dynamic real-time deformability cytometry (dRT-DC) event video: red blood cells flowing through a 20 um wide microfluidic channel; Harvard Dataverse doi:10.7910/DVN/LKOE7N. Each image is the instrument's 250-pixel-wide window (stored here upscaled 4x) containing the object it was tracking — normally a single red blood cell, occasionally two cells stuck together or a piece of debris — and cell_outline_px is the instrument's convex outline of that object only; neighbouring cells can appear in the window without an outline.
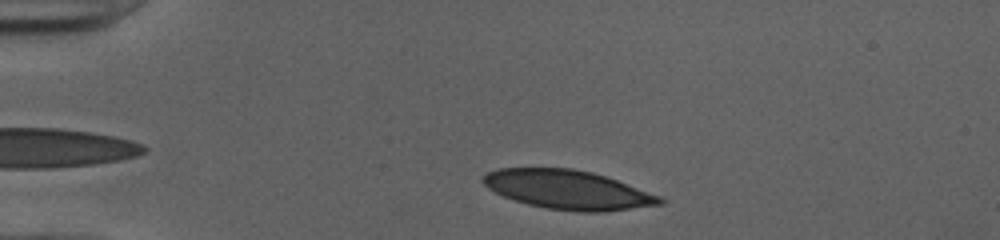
{"species": "human", "species_latin": "Homo sapiens", "temperature_condition": "cold", "stored_images_in_passage": 37, "camera_frame_rate_fps": 3000, "um_per_image_px": 0.085, "donor": {"sex": "female"}, "frame": {"image": 1, "passage_image": 3, "time_ms": 0.667, "image_size_px": [1000, 240], "cell_outline_px": [[668, 200], [664, 204], [604, 212], [576, 212], [544, 208], [528, 204], [504, 196], [488, 188], [480, 180], [488, 172], [496, 168], [572, 168], [592, 172], [616, 180], [660, 196]], "centroid_in_image_um": [48.29, 16.13], "position_along_channel_um": 36.7, "area_um2": 40.23}}
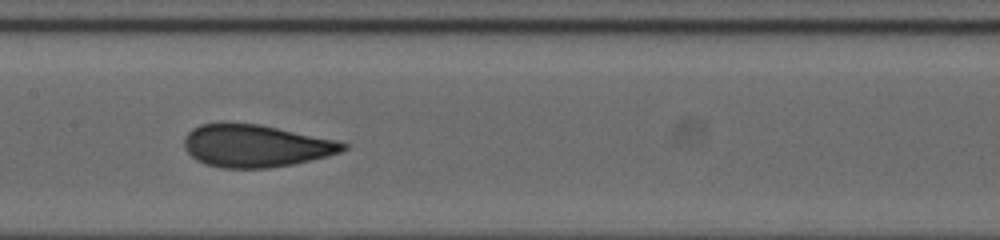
{"frame": {"image": 2, "passage_image": 18, "time_ms": 5.667, "image_size_px": [1000, 240], "cell_outline_px": [[348, 148], [340, 152], [328, 156], [292, 164], [268, 168], [220, 168], [196, 160], [184, 148], [184, 136], [192, 128], [200, 124], [260, 124], [336, 140], [348, 144]], "centroid_in_image_um": [21.73, 12.4], "position_along_channel_um": 185.7, "area_um2": 39.02}}
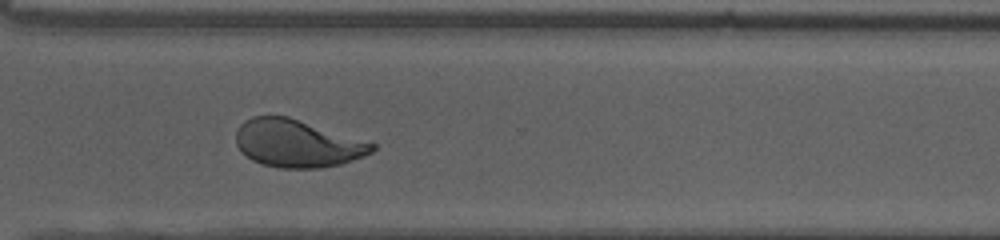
{"frame": {"image": 3, "passage_image": 30, "time_ms": 9.667, "image_size_px": [1000, 240], "cell_outline_px": [[376, 148], [372, 152], [364, 156], [340, 164], [320, 168], [280, 168], [264, 164], [252, 160], [240, 152], [236, 144], [236, 132], [240, 124], [244, 120], [252, 116], [288, 116], [376, 144]], "centroid_in_image_um": [25.23, 12.19], "position_along_channel_um": 345.4, "area_um2": 37.69}, "authors_computed_cell_mechanics": {"area_um2": 40.1132, "velocity_mm_per_s": 4.0012, "shape_relaxation_time_tau1_ms": 8.0014, "shape_relaxation_time_tau2_ms": 0.7937, "deformation_change_tau1": 0.2297, "deformation_change_tau2": 0.0705}}